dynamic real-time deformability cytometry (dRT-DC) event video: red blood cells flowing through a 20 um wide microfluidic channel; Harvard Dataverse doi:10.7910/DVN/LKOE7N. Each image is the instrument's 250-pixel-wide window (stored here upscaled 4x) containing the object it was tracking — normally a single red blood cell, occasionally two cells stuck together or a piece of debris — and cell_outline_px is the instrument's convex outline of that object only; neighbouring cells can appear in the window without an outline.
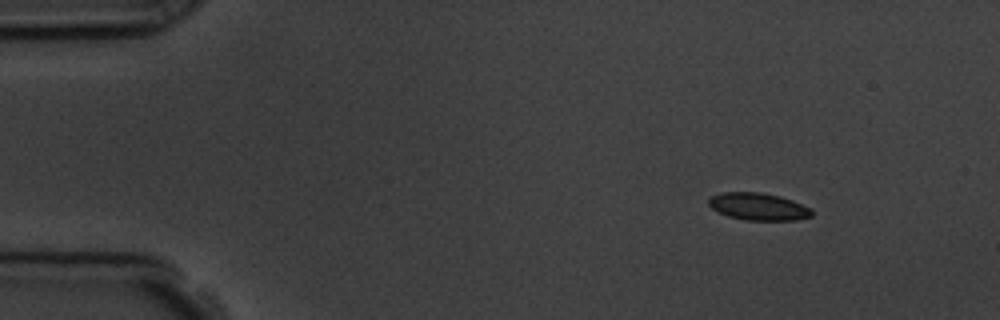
{"species": "common noctule bat (a hibernating species)", "species_latin": "Nyctalus noctula", "temperature_condition": "room temperature", "stored_images_in_passage": 4, "camera_frame_rate_fps": 3000, "um_per_image_px": 0.085, "animal": {"sex": "male", "body_mass_g": 19.5, "forearm_length_mm": 54.6}, "frame": {"image": 1, "passage_image": 1, "time_ms": 0.0, "image_size_px": [1000, 320], "cell_outline_px": [[812, 216], [796, 220], [744, 220], [728, 216], [712, 208], [708, 204], [708, 200], [712, 196], [720, 192], [760, 192], [780, 196], [792, 200], [812, 208]], "centroid_in_image_um": [64.47, 17.55], "position_along_channel_um": 20.5, "area_um2": 16.42}}
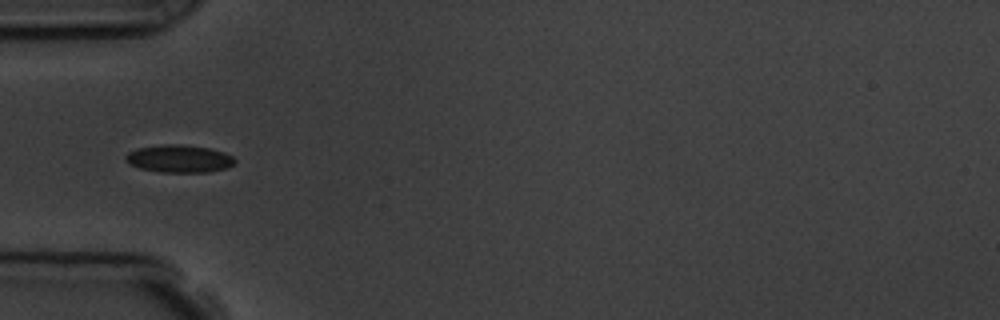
{"frame": {"image": 2, "passage_image": 4, "time_ms": 3.667, "image_size_px": [1000, 320], "cell_outline_px": [[236, 164], [228, 168], [208, 172], [160, 172], [140, 168], [128, 164], [124, 156], [128, 152], [136, 148], [164, 144], [180, 144], [212, 148], [224, 152], [232, 156], [236, 160]], "centroid_in_image_um": [15.25, 13.48], "position_along_channel_um": 69.8, "area_um2": 17.86}}